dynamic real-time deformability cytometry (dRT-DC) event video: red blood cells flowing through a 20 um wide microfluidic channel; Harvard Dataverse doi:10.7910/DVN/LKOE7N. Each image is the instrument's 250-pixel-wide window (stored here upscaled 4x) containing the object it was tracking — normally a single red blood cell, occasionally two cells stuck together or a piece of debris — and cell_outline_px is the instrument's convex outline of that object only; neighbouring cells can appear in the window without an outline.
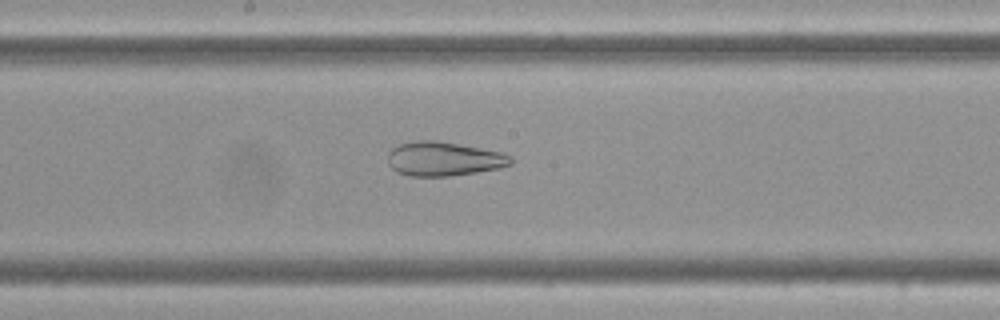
{"species": "Egyptian fruit bat (a non-hibernating species)", "species_latin": "Rousettus aegyptiacus", "temperature_condition": "cold", "stored_images_in_passage": 53, "camera_frame_rate_fps": 3000, "um_per_image_px": 0.085, "frame": {"image": 1, "passage_image": 27, "time_ms": 8.667, "image_size_px": [1000, 320], "cell_outline_px": [[512, 164], [500, 168], [476, 172], [448, 176], [408, 176], [396, 172], [388, 164], [388, 152], [392, 148], [400, 144], [420, 140], [436, 140], [460, 144], [500, 152], [512, 156]], "centroid_in_image_um": [37.7, 13.51], "position_along_channel_um": 210.5, "area_um2": 24.51}}
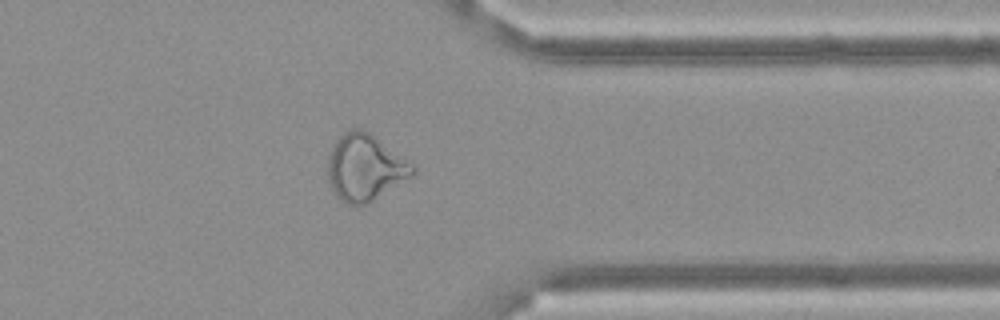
{"frame": {"image": 2, "passage_image": 42, "time_ms": 13.667, "image_size_px": [1000, 320], "cell_outline_px": [[416, 172], [412, 176], [372, 200], [364, 204], [344, 204], [332, 188], [328, 176], [328, 160], [332, 144], [344, 132], [352, 128], [360, 128], [368, 132], [412, 164], [416, 168]], "centroid_in_image_um": [31.0, 14.23], "position_along_channel_um": 380.4, "area_um2": 32.14}}
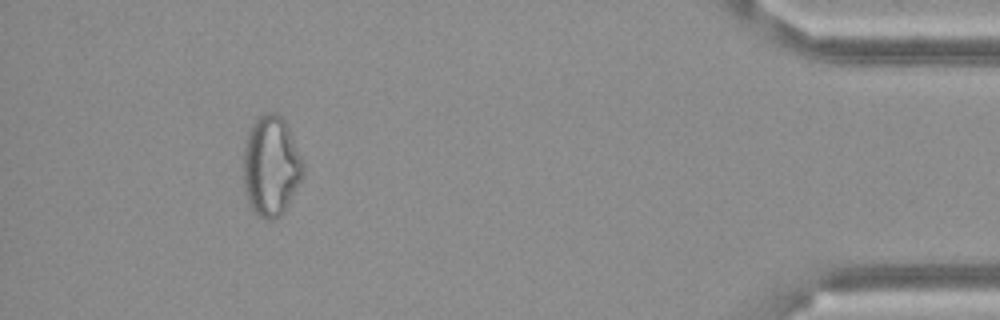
{"frame": {"image": 3, "passage_image": 49, "time_ms": 16.0, "image_size_px": [1000, 320], "cell_outline_px": [[304, 172], [300, 180], [280, 216], [272, 220], [264, 220], [248, 204], [244, 192], [244, 148], [248, 132], [252, 124], [264, 112], [276, 112], [284, 120], [288, 128], [304, 164]], "centroid_in_image_um": [23.01, 14.11], "position_along_channel_um": 412.2, "area_um2": 34.39}}